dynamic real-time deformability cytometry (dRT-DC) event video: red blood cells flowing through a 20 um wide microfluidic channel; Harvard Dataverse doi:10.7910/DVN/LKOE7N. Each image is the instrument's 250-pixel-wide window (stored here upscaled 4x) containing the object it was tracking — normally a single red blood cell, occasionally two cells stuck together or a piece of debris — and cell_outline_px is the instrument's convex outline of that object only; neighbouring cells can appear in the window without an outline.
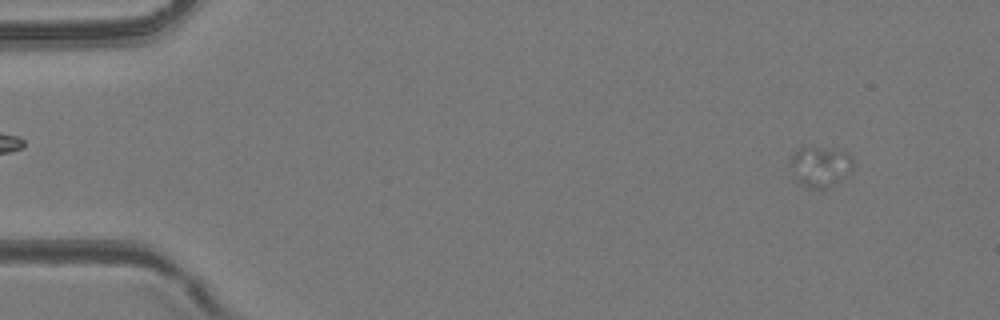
{"species": "common noctule bat (a hibernating species)", "species_latin": "Nyctalus noctula", "temperature_condition": "room temperature", "stored_images_in_passage": 2, "camera_frame_rate_fps": 3000, "um_per_image_px": 0.085, "animal": {"sex": "female", "body_mass_g": 24.6, "forearm_length_mm": 56.2}, "frame": {"image": 1, "passage_image": 1, "time_ms": 0.0, "image_size_px": [1000, 320], "cell_outline_px": [[852, 168], [840, 180], [824, 188], [808, 188], [796, 180], [788, 164], [788, 160], [800, 148], [820, 148], [848, 152], [852, 156]], "centroid_in_image_um": [69.68, 14.16], "position_along_channel_um": 15.3, "area_um2": 14.45}}